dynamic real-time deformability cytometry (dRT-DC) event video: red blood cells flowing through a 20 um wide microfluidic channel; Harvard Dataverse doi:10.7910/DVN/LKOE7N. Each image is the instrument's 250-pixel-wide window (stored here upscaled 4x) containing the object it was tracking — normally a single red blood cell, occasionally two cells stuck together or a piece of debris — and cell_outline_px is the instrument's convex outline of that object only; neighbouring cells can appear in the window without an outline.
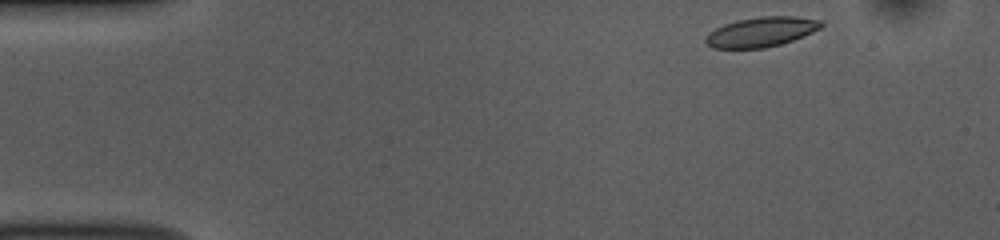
{"species": "common noctule bat (a hibernating species)", "species_latin": "Nyctalus noctula", "temperature_condition": "room temperature", "stored_images_in_passage": 48, "camera_frame_rate_fps": 3000, "um_per_image_px": 0.085, "animal": {"sex": "female", "body_mass_g": 10.0, "forearm_length_mm": 53.1}, "frame": {"image": 1, "passage_image": 1, "time_ms": 0.0, "image_size_px": [1000, 240], "cell_outline_px": [[824, 24], [820, 28], [804, 36], [780, 44], [764, 48], [712, 48], [704, 40], [708, 32], [724, 24], [740, 20], [764, 16], [796, 16], [820, 20]], "centroid_in_image_um": [64.71, 2.71], "position_along_channel_um": 20.3, "area_um2": 19.88}}
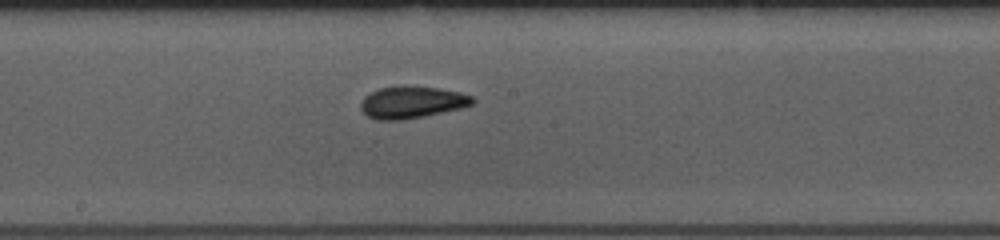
{"frame": {"image": 2, "passage_image": 23, "time_ms": 7.333, "image_size_px": [1000, 240], "cell_outline_px": [[476, 100], [472, 104], [460, 108], [400, 120], [376, 120], [368, 116], [360, 108], [360, 104], [364, 96], [380, 88], [404, 84], [436, 88], [460, 92], [472, 96]], "centroid_in_image_um": [34.98, 8.67], "position_along_channel_um": 213.2, "area_um2": 20.75}}
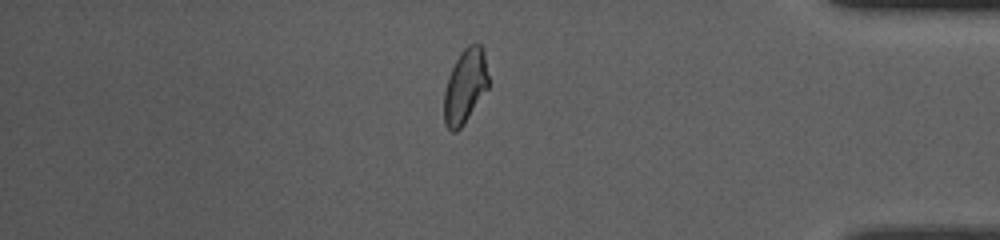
{"frame": {"image": 3, "passage_image": 40, "time_ms": 13.0, "image_size_px": [1000, 240], "cell_outline_px": [[488, 88], [464, 124], [456, 132], [452, 132], [444, 124], [444, 92], [448, 76], [460, 52], [468, 44], [480, 44], [484, 48], [488, 76]], "centroid_in_image_um": [39.54, 7.32], "position_along_channel_um": 395.7, "area_um2": 19.31}, "authors_computed_cell_mechanics": {"area_um2": 20.0855, "velocity_mm_per_s": 3.7584, "shape_relaxation_time_tau1_ms": null, "shape_relaxation_time_tau2_ms": 1.7849, "deformation_change_tau1": null, "deformation_change_tau2": 0.0685}}